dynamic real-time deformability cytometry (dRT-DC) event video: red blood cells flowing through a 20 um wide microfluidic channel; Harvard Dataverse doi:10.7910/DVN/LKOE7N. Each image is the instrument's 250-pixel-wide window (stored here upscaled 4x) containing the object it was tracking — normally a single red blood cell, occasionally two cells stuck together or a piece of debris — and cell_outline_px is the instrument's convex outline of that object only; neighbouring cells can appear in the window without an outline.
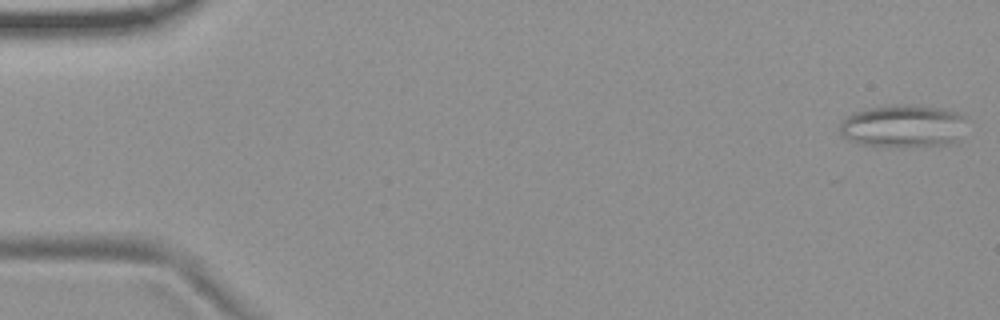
{"species": "common noctule bat (a hibernating species)", "species_latin": "Nyctalus noctula", "temperature_condition": "room temperature", "stored_images_in_passage": 6, "camera_frame_rate_fps": 3000, "um_per_image_px": 0.085, "animal": {"sex": "female", "body_mass_g": 19.9}, "frame": {"image": 1, "passage_image": 1, "time_ms": 0.0, "image_size_px": [1000, 320], "cell_outline_px": [[964, 116], [960, 140], [948, 144], [900, 148], [860, 144], [848, 140], [840, 132], [840, 124], [852, 112], [884, 104], [920, 104], [944, 108], [956, 112]], "centroid_in_image_um": [76.76, 10.71], "position_along_channel_um": 8.2, "area_um2": 32.25}}